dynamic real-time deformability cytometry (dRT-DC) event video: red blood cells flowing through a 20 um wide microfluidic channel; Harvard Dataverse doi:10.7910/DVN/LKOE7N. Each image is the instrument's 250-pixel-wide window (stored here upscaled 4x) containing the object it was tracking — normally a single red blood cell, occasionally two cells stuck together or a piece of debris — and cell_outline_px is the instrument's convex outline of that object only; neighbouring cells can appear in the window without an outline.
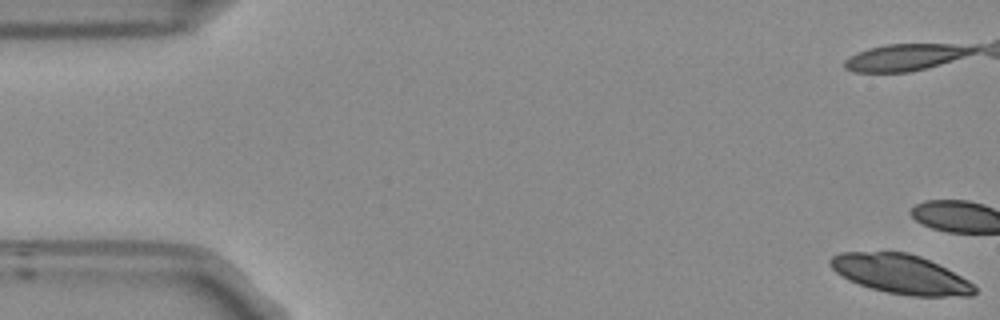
{"species": "Egyptian fruit bat (a non-hibernating species)", "species_latin": "Rousettus aegyptiacus", "temperature_condition": "room temperature", "stored_images_in_passage": 11, "camera_frame_rate_fps": 3000, "um_per_image_px": 0.085, "frame": {"image": 1, "passage_image": 1, "time_ms": 0.0, "image_size_px": [1000, 320], "cell_outline_px": [[976, 292], [972, 296], [912, 296], [888, 292], [872, 288], [848, 280], [836, 272], [828, 264], [828, 260], [832, 256], [840, 252], [908, 252], [920, 256], [968, 280], [976, 288]], "centroid_in_image_um": [76.52, 23.29], "position_along_channel_um": 8.5, "area_um2": 32.66}}